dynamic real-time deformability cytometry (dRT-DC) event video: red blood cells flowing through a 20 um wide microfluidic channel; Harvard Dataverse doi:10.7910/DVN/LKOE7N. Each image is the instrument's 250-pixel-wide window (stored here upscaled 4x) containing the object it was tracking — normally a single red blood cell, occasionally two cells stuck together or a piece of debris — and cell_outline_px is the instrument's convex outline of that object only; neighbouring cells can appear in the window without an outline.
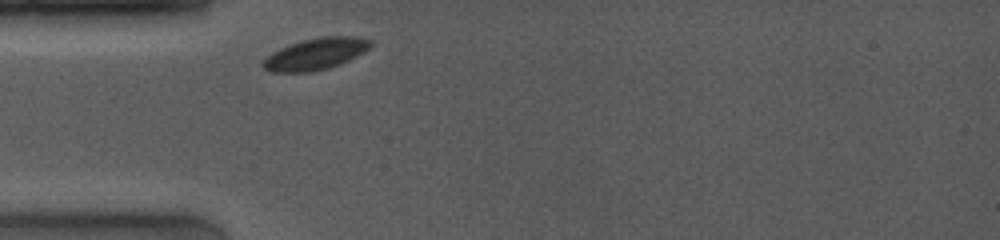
{"species": "common noctule bat (a hibernating species)", "species_latin": "Nyctalus noctula", "temperature_condition": "room temperature", "stored_images_in_passage": 9, "camera_frame_rate_fps": 4000, "um_per_image_px": 0.085, "animal": {"sex": "female", "body_mass_g": 19.0, "forearm_length_mm": 53.3}, "frame": {"image": 1, "passage_image": 1, "time_ms": 0.0, "image_size_px": [1000, 240], "cell_outline_px": [[372, 44], [368, 48], [356, 56], [340, 64], [328, 68], [312, 72], [272, 72], [264, 68], [260, 64], [272, 52], [280, 48], [304, 40], [320, 36], [352, 36], [372, 40]], "centroid_in_image_um": [26.81, 4.59], "position_along_channel_um": 58.2, "area_um2": 19.59}}
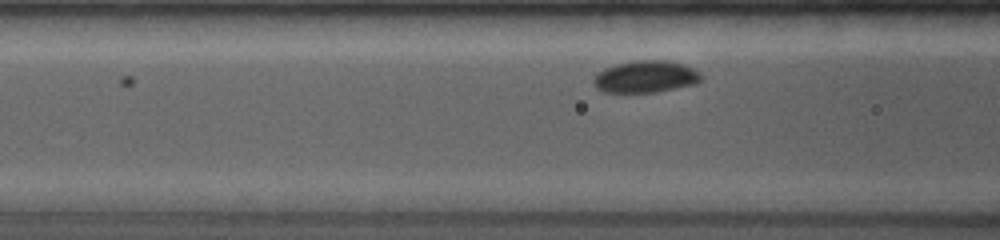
{"frame": {"image": 2, "passage_image": 5, "time_ms": 1.5, "image_size_px": [1000, 240], "cell_outline_px": [[700, 80], [696, 84], [656, 92], [604, 92], [596, 88], [592, 84], [592, 80], [604, 68], [616, 64], [636, 60], [668, 60], [684, 64], [700, 72]], "centroid_in_image_um": [54.87, 6.52], "position_along_channel_um": 111.7, "area_um2": 20.06}}